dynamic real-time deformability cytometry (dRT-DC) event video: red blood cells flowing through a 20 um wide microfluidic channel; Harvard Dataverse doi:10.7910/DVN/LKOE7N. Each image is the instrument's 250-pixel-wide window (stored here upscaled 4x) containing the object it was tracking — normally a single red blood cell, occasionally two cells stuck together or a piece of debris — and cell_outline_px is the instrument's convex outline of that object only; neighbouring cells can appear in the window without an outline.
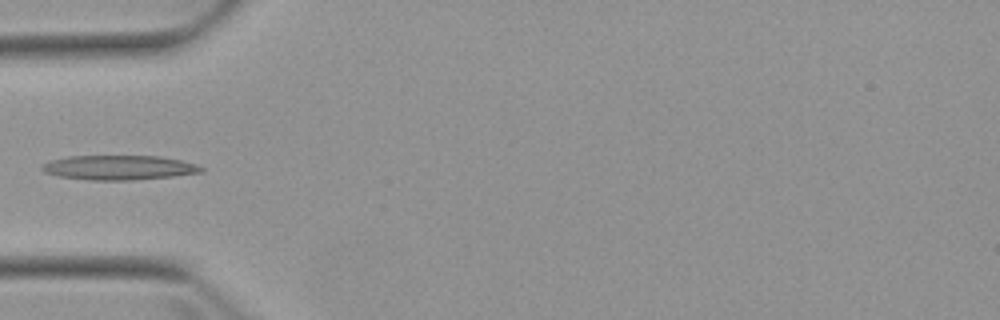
{"species": "Egyptian fruit bat (a non-hibernating species)", "species_latin": "Rousettus aegyptiacus", "temperature_condition": "warm", "stored_images_in_passage": 3, "camera_frame_rate_fps": 3000, "um_per_image_px": 0.085, "animal": {"sex": "female"}, "frame": {"image": 1, "passage_image": 3, "time_ms": 2.667, "image_size_px": [1000, 320], "cell_outline_px": [[204, 172], [172, 176], [132, 180], [92, 180], [60, 176], [44, 172], [40, 168], [44, 164], [52, 160], [68, 156], [156, 156], [180, 160], [196, 164], [204, 168]], "centroid_in_image_um": [10.13, 14.24], "position_along_channel_um": 74.9, "area_um2": 22.54}}